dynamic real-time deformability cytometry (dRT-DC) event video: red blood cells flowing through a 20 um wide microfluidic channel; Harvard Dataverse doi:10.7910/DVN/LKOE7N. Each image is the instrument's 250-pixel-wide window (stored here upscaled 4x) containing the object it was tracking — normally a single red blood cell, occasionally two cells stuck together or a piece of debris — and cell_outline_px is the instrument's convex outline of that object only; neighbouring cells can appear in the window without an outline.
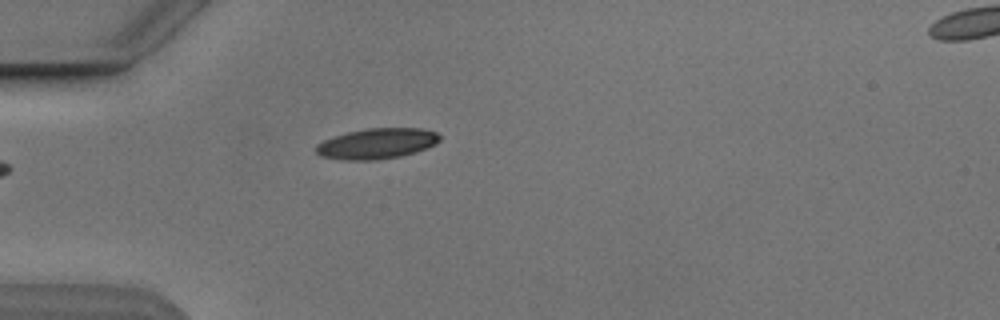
{"species": "Egyptian fruit bat (a non-hibernating species)", "species_latin": "Rousettus aegyptiacus", "temperature_condition": "cold", "stored_images_in_passage": 2, "segment_of_instrument_passage": [1, 2], "camera_frame_rate_fps": 3000, "um_per_image_px": 0.085, "animal": {"sex": "male"}, "frame": {"image": 1, "passage_image": 1, "time_ms": 0.0, "image_size_px": [1000, 320], "cell_outline_px": [[440, 140], [436, 144], [428, 148], [416, 152], [400, 156], [376, 160], [344, 160], [320, 156], [316, 152], [316, 144], [324, 140], [348, 132], [368, 128], [420, 128], [436, 132], [440, 136]], "centroid_in_image_um": [32.05, 12.21], "position_along_channel_um": 52.9, "area_um2": 22.02}}